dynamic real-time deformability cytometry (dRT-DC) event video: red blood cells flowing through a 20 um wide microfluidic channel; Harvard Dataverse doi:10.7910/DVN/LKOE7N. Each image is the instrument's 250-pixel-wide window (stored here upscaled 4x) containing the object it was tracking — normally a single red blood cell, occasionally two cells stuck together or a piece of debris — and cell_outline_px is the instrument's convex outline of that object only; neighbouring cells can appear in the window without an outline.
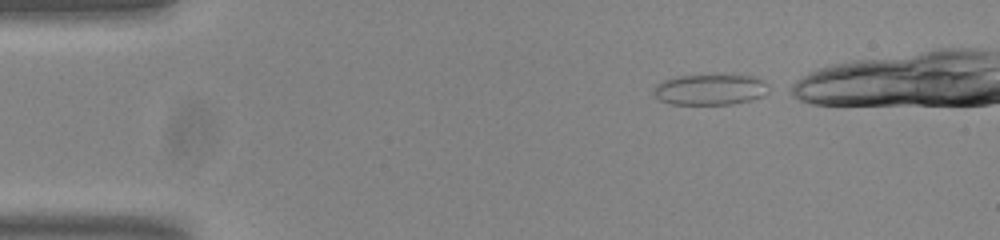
{"species": "common noctule bat (a hibernating species)", "species_latin": "Nyctalus noctula", "temperature_condition": "room temperature", "stored_images_in_passage": 37, "camera_frame_rate_fps": 3000, "um_per_image_px": 0.085, "animal": {"sex": "male", "body_mass_g": 20.0, "forearm_length_mm": 53.3}, "frame": {"image": 1, "passage_image": 1, "time_ms": 0.0, "image_size_px": [1000, 240], "cell_outline_px": [[768, 92], [764, 96], [752, 100], [732, 104], [672, 104], [660, 100], [652, 92], [656, 84], [664, 80], [680, 76], [752, 76], [764, 80], [768, 84]], "centroid_in_image_um": [60.39, 7.63], "position_along_channel_um": 24.6, "area_um2": 20.46}}
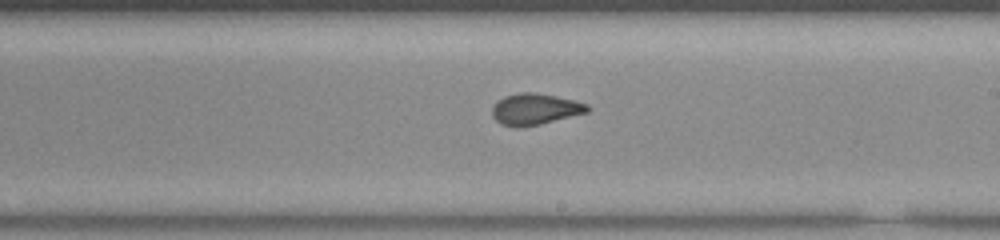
{"frame": {"image": 2, "passage_image": 24, "time_ms": 7.667, "image_size_px": [1000, 240], "cell_outline_px": [[592, 108], [588, 112], [540, 124], [520, 128], [516, 128], [500, 124], [492, 116], [492, 108], [496, 100], [504, 96], [520, 92], [532, 92], [556, 96], [588, 104]], "centroid_in_image_um": [45.45, 9.28], "position_along_channel_um": 243.6, "area_um2": 17.51}}
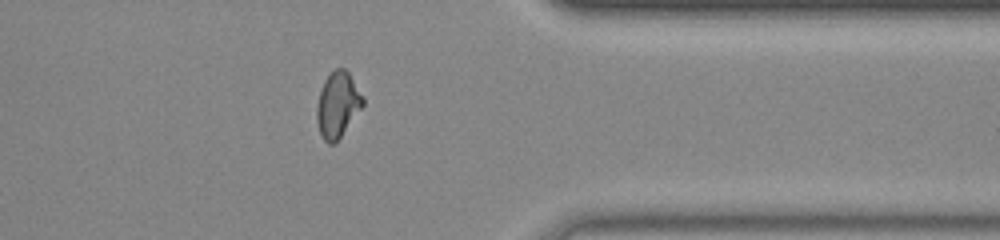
{"frame": {"image": 3, "passage_image": 36, "time_ms": 11.667, "image_size_px": [1000, 240], "cell_outline_px": [[364, 104], [336, 144], [328, 144], [324, 140], [320, 132], [316, 120], [316, 108], [320, 92], [324, 80], [336, 68], [344, 68], [348, 72], [364, 96]], "centroid_in_image_um": [28.71, 8.93], "position_along_channel_um": 382.7, "area_um2": 17.63}}